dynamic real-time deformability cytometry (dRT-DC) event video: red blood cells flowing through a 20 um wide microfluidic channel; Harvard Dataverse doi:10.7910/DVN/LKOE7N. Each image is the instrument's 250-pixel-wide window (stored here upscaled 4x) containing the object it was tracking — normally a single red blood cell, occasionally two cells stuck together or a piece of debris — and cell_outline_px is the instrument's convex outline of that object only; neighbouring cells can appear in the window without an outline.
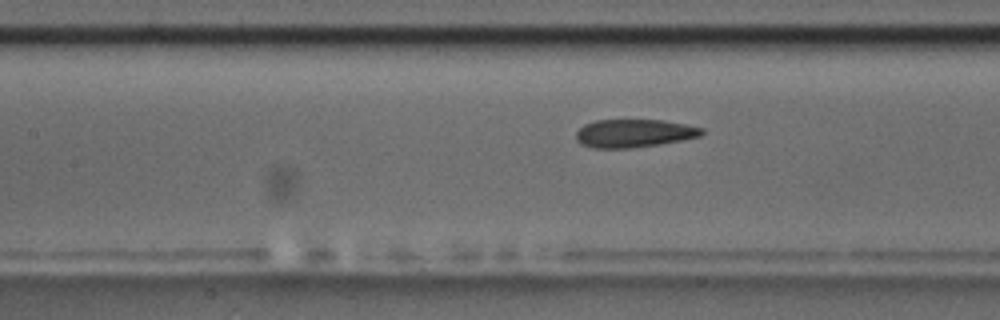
{"species": "common noctule bat (a hibernating species)", "species_latin": "Nyctalus noctula", "temperature_condition": "room temperature", "stored_images_in_passage": 37, "camera_frame_rate_fps": 3000, "um_per_image_px": 0.085, "animal": {"sex": "male", "body_mass_g": 17.5, "forearm_length_mm": 52.3}, "frame": {"image": 1, "passage_image": 16, "time_ms": 5.0, "image_size_px": [1000, 320], "cell_outline_px": [[704, 132], [700, 136], [660, 144], [632, 148], [592, 148], [580, 144], [576, 140], [576, 132], [584, 124], [596, 120], [664, 120], [704, 128]], "centroid_in_image_um": [53.86, 11.33], "position_along_channel_um": 153.5, "area_um2": 20.63}}
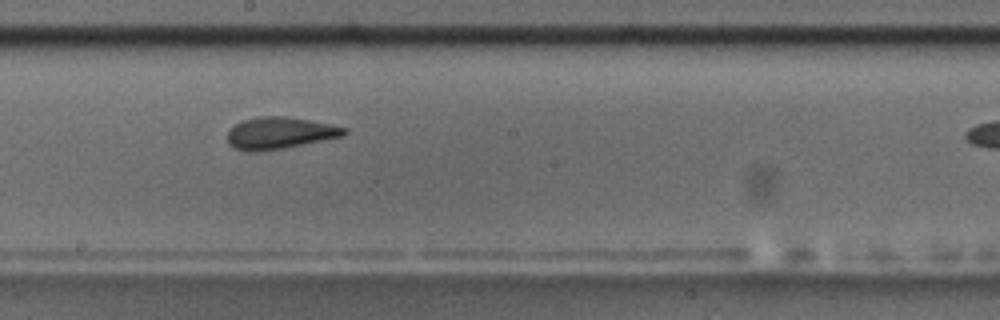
{"frame": {"image": 2, "passage_image": 22, "time_ms": 7.0, "image_size_px": [1000, 320], "cell_outline_px": [[348, 132], [344, 136], [284, 148], [256, 152], [244, 152], [228, 144], [228, 132], [236, 124], [244, 120], [260, 116], [284, 116], [308, 120], [348, 128]], "centroid_in_image_um": [23.78, 11.32], "position_along_channel_um": 224.4, "area_um2": 21.56}}
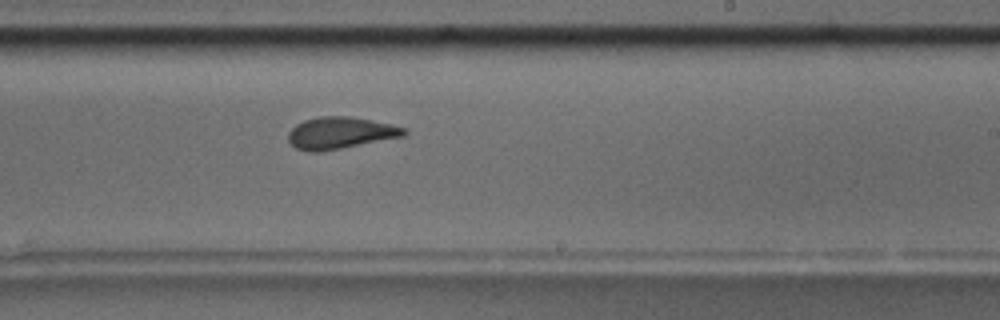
{"frame": {"image": 3, "passage_image": 25, "time_ms": 8.0, "image_size_px": [1000, 320], "cell_outline_px": [[408, 132], [404, 136], [340, 148], [316, 152], [308, 152], [296, 148], [288, 140], [288, 132], [296, 124], [304, 120], [320, 116], [352, 116], [392, 124], [408, 128]], "centroid_in_image_um": [28.94, 11.28], "position_along_channel_um": 260.1, "area_um2": 21.5}}